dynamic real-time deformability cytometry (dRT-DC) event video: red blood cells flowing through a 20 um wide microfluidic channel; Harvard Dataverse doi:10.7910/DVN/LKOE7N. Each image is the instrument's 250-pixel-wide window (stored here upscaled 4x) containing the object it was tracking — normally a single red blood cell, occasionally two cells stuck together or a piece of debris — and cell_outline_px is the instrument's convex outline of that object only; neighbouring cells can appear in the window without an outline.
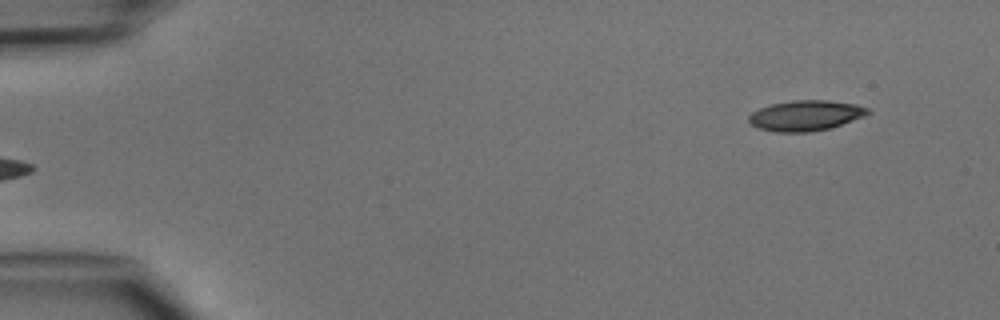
{"species": "common noctule bat (a hibernating species)", "species_latin": "Nyctalus noctula", "temperature_condition": "cold", "stored_images_in_passage": 4, "segment_of_instrument_passage": [2, 2], "camera_frame_rate_fps": 3000, "um_per_image_px": 0.085, "animal": {"sex": "male", "body_mass_g": 15.6}, "frame": {"image": 1, "passage_image": 4, "time_ms": 4.333, "image_size_px": [1000, 320], "cell_outline_px": [[872, 112], [864, 116], [832, 128], [808, 132], [776, 132], [760, 128], [752, 124], [748, 120], [748, 116], [752, 112], [760, 108], [772, 104], [792, 100], [828, 100], [856, 104], [868, 108]], "centroid_in_image_um": [68.5, 9.82], "position_along_channel_um": 16.5, "area_um2": 21.1}}